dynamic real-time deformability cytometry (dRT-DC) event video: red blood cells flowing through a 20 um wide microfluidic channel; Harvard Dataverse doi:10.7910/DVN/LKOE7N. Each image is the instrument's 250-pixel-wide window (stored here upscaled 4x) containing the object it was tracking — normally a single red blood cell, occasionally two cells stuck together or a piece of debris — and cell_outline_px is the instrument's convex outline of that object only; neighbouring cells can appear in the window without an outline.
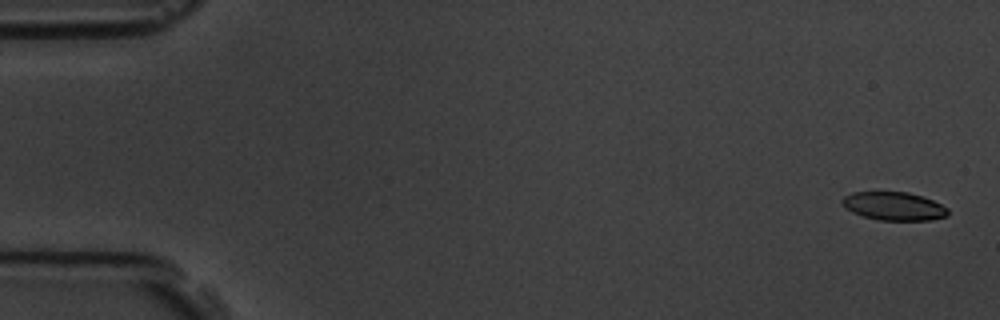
{"species": "common noctule bat (a hibernating species)", "species_latin": "Nyctalus noctula", "temperature_condition": "room temperature", "stored_images_in_passage": 6, "camera_frame_rate_fps": 3000, "um_per_image_px": 0.085, "animal": {"sex": "male", "body_mass_g": 19.5, "forearm_length_mm": 54.6}, "frame": {"image": 1, "passage_image": 1, "time_ms": 0.0, "image_size_px": [1000, 320], "cell_outline_px": [[948, 216], [932, 220], [880, 220], [864, 216], [852, 212], [840, 204], [840, 200], [844, 196], [852, 192], [908, 192], [932, 200], [948, 208]], "centroid_in_image_um": [75.96, 17.52], "position_along_channel_um": 9.0, "area_um2": 17.46}}
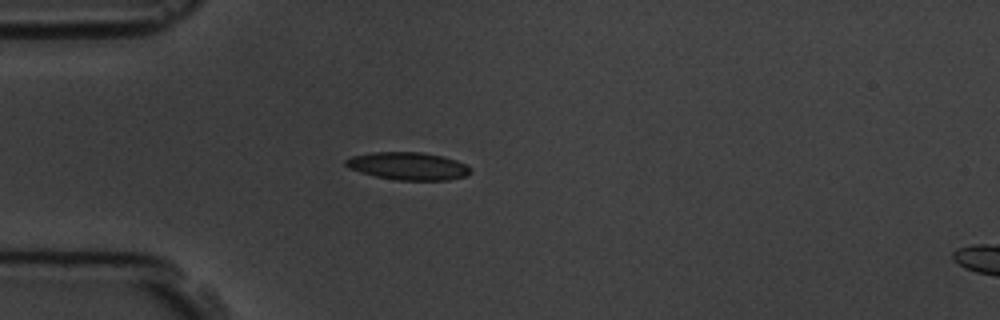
{"frame": {"image": 2, "passage_image": 5, "time_ms": 4.667, "image_size_px": [1000, 320], "cell_outline_px": [[472, 172], [468, 176], [448, 180], [396, 180], [376, 176], [360, 172], [348, 168], [344, 164], [344, 160], [352, 156], [372, 152], [420, 152], [444, 156], [456, 160], [464, 164]], "centroid_in_image_um": [34.68, 14.11], "position_along_channel_um": 50.3, "area_um2": 20.17}}